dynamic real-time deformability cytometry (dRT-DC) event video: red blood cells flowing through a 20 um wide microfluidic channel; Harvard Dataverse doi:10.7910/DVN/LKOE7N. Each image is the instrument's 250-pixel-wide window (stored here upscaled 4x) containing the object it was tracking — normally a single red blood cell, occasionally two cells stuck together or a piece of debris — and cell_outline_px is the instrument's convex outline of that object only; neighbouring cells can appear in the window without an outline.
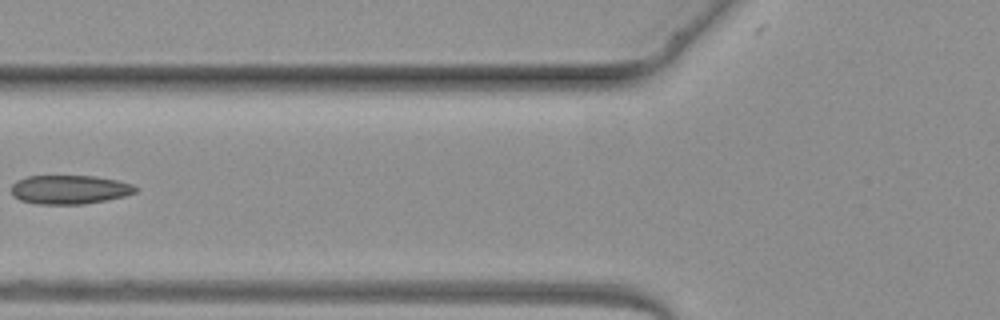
{"species": "common noctule bat (a hibernating species)", "species_latin": "Nyctalus noctula", "temperature_condition": "warm", "stored_images_in_passage": 4, "camera_frame_rate_fps": 3000, "um_per_image_px": 0.085, "animal": {"sex": "female", "body_mass_g": 19.3, "forearm_length_mm": 54.1}, "frame": {"image": 1, "passage_image": 4, "time_ms": 3.333, "image_size_px": [1000, 320], "cell_outline_px": [[136, 192], [124, 196], [84, 204], [36, 204], [20, 200], [12, 196], [12, 184], [16, 180], [28, 176], [96, 176], [116, 180], [132, 184], [136, 188]], "centroid_in_image_um": [5.87, 16.11], "position_along_channel_um": 119.9, "area_um2": 20.87}}